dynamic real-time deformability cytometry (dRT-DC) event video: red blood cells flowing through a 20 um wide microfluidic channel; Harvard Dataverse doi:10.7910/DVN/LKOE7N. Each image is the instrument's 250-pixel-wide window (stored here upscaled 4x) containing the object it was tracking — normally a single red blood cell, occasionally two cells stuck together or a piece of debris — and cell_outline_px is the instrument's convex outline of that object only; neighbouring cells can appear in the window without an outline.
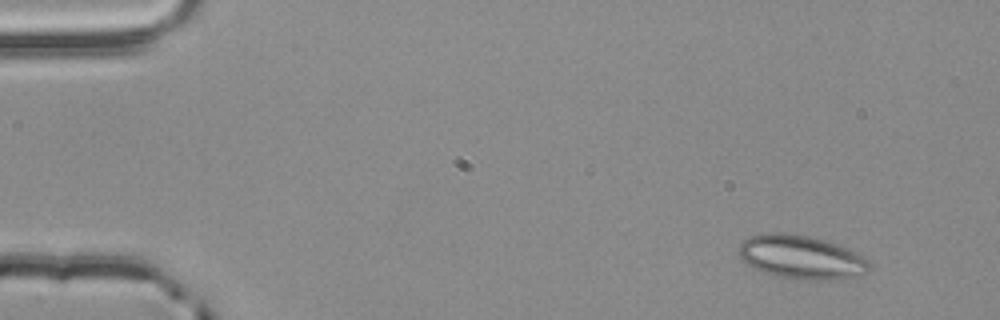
{"species": "common noctule bat (a hibernating species)", "species_latin": "Nyctalus noctula", "temperature_condition": "room temperature", "stored_images_in_passage": 4, "segment_of_instrument_passage": [1, 2], "camera_frame_rate_fps": 3000, "um_per_image_px": 0.085, "animal": {"sex": "male", "body_mass_g": 20.4}, "frame": {"image": 1, "passage_image": 1, "time_ms": 0.0, "image_size_px": [1000, 320], "cell_outline_px": [[872, 264], [868, 272], [840, 280], [816, 280], [776, 276], [764, 272], [748, 264], [736, 252], [740, 240], [748, 236], [772, 232], [784, 232], [808, 236], [824, 240], [836, 244], [856, 252], [868, 260]], "centroid_in_image_um": [68.09, 21.85], "position_along_channel_um": 16.9, "area_um2": 33.35}}